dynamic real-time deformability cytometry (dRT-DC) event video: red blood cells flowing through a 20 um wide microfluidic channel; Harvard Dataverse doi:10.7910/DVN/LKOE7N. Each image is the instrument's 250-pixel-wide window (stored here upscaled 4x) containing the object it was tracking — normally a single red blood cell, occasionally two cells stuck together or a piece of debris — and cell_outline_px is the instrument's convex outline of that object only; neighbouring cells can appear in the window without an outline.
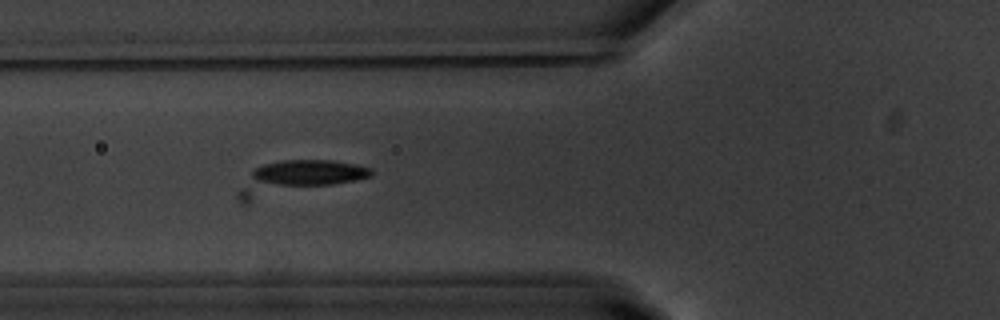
{"species": "common noctule bat (a hibernating species)", "species_latin": "Nyctalus noctula", "temperature_condition": "warm", "stored_images_in_passage": 38, "camera_frame_rate_fps": 3000, "um_per_image_px": 0.085, "animal": {"sex": "male", "body_mass_g": 20.1, "forearm_length_mm": 53.5}, "frame": {"image": 1, "passage_image": 3, "time_ms": 0.667, "image_size_px": [1000, 320], "cell_outline_px": [[372, 176], [356, 180], [248, 204], [240, 204], [236, 200], [236, 192], [252, 172], [256, 168], [264, 164], [280, 160], [332, 160], [356, 164], [372, 168]], "centroid_in_image_um": [25.22, 15.16], "position_along_channel_um": 100.6, "area_um2": 26.36}}
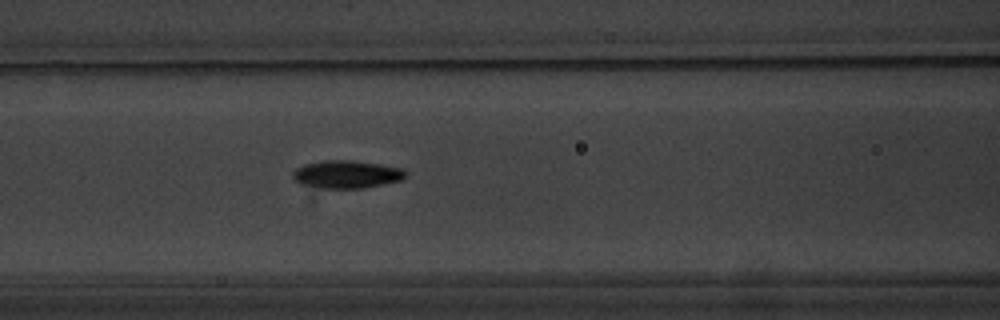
{"frame": {"image": 2, "passage_image": 6, "time_ms": 1.667, "image_size_px": [1000, 320], "cell_outline_px": [[408, 172], [404, 180], [312, 200], [308, 200], [292, 176], [292, 172], [296, 168], [304, 164], [324, 160], [352, 160], [380, 164], [404, 168]], "centroid_in_image_um": [29.19, 15.05], "position_along_channel_um": 137.4, "area_um2": 22.14}}
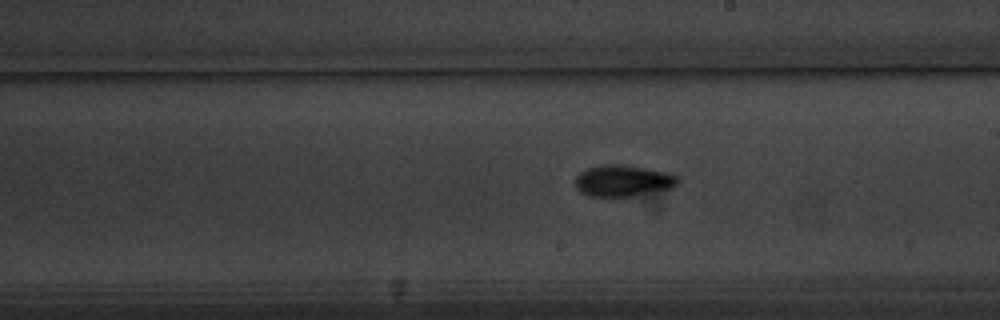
{"frame": {"image": 3, "passage_image": 14, "time_ms": 4.333, "image_size_px": [1000, 320], "cell_outline_px": [[680, 180], [660, 208], [656, 208], [588, 196], [580, 192], [572, 184], [576, 176], [580, 172], [588, 168], [600, 164], [620, 164], [644, 168], [664, 172], [676, 176]], "centroid_in_image_um": [53.25, 15.67], "position_along_channel_um": 235.7, "area_um2": 23.64}}